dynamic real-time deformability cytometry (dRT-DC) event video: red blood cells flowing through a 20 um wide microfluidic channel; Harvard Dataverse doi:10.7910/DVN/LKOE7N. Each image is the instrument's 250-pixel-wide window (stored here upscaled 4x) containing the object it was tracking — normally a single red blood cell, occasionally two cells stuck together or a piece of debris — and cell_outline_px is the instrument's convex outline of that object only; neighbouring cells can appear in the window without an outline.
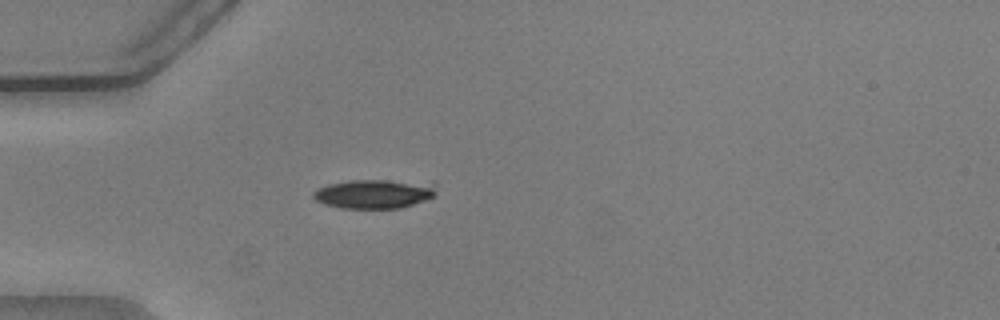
{"species": "common noctule bat (a hibernating species)", "species_latin": "Nyctalus noctula", "temperature_condition": "warm", "stored_images_in_passage": 21, "camera_frame_rate_fps": 3000, "um_per_image_px": 0.085, "animal": {"sex": "male", "body_mass_g": 20.5, "forearm_length_mm": 52.5}, "frame": {"image": 1, "passage_image": 1, "time_ms": 0.0, "image_size_px": [1000, 320], "cell_outline_px": [[436, 196], [400, 208], [340, 208], [324, 204], [316, 200], [312, 196], [312, 192], [316, 188], [328, 184], [348, 180], [432, 180], [436, 184]], "centroid_in_image_um": [31.87, 16.44], "position_along_channel_um": 53.1, "area_um2": 21.5}}
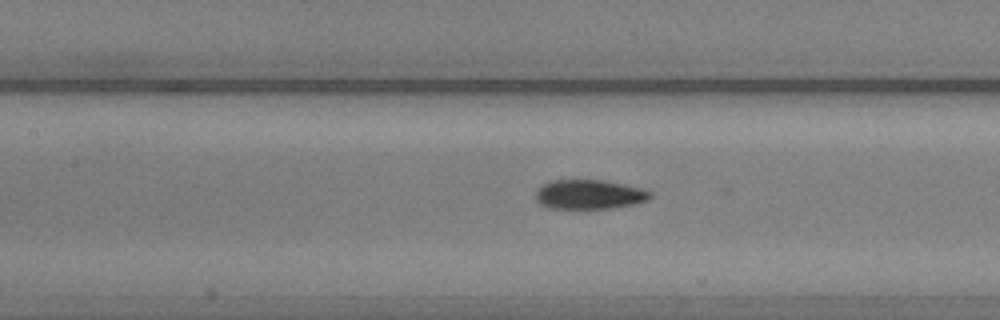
{"frame": {"image": 2, "passage_image": 10, "time_ms": 3.0, "image_size_px": [1000, 320], "cell_outline_px": [[652, 196], [648, 200], [632, 204], [608, 208], [548, 208], [540, 204], [536, 200], [536, 192], [540, 184], [548, 180], [604, 180], [640, 188], [652, 192]], "centroid_in_image_um": [50.03, 16.51], "position_along_channel_um": 157.4, "area_um2": 19.59}}
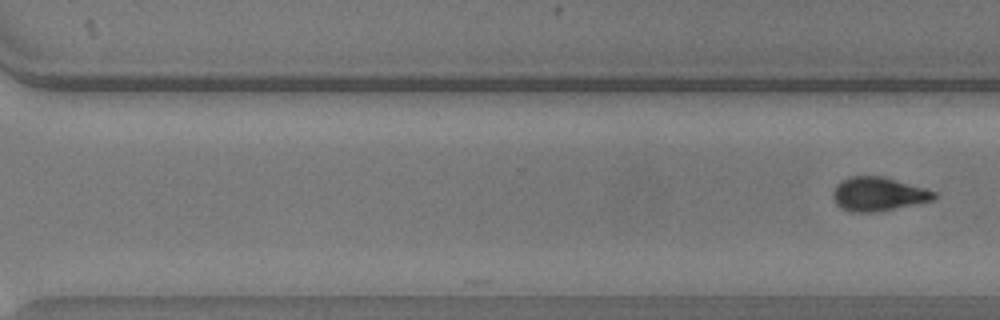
{"frame": {"image": 3, "passage_image": 21, "time_ms": 6.667, "image_size_px": [1000, 320], "cell_outline_px": [[936, 196], [932, 200], [872, 212], [852, 212], [840, 208], [836, 204], [832, 196], [832, 192], [836, 184], [848, 176], [884, 176], [924, 188], [936, 192]], "centroid_in_image_um": [74.58, 16.48], "position_along_channel_um": 296.0, "area_um2": 19.71}}